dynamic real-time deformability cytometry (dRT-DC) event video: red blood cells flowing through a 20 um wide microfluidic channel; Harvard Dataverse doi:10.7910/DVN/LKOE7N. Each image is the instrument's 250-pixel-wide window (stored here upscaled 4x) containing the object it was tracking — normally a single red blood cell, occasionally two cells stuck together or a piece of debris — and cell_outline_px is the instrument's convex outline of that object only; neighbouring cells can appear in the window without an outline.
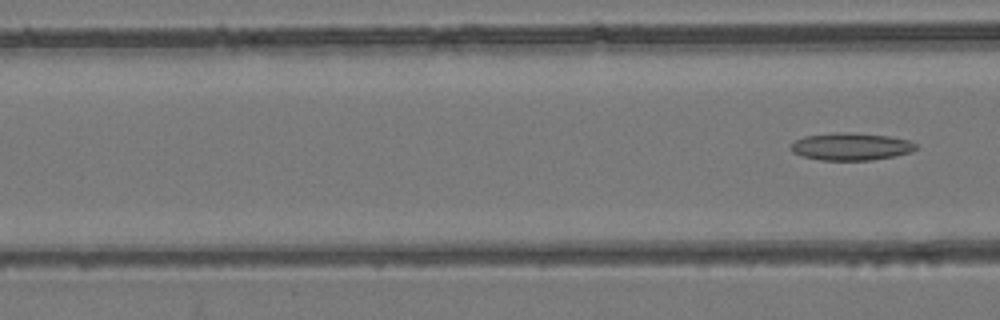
{"species": "common noctule bat (a hibernating species)", "species_latin": "Nyctalus noctula", "temperature_condition": "room temperature", "stored_images_in_passage": 5, "camera_frame_rate_fps": 3000, "um_per_image_px": 0.085, "animal": {"sex": "female", "body_mass_g": 24.6, "forearm_length_mm": 56.2}, "frame": {"image": 1, "passage_image": 5, "time_ms": 5.667, "image_size_px": [1000, 320], "cell_outline_px": [[916, 148], [912, 152], [896, 156], [872, 160], [820, 160], [800, 156], [792, 152], [788, 148], [796, 140], [804, 136], [836, 132], [852, 132], [888, 136], [908, 140], [916, 144]], "centroid_in_image_um": [72.31, 12.46], "position_along_channel_um": 94.3, "area_um2": 20.17}}